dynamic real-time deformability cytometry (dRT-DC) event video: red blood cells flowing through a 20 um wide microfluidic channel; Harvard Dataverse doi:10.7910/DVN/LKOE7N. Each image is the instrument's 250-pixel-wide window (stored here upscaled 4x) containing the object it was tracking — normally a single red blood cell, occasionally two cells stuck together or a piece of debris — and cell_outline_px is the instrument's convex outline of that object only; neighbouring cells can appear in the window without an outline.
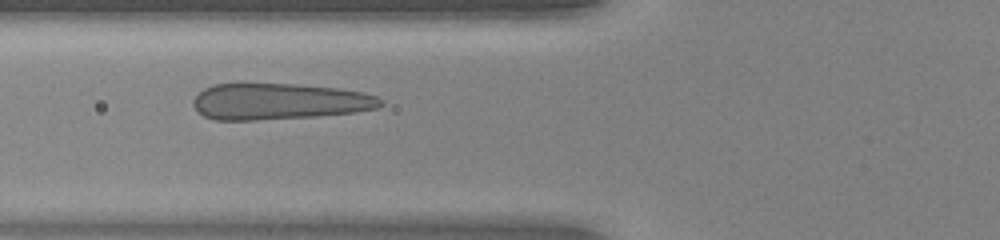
{"species": "human", "species_latin": "Homo sapiens", "temperature_condition": "warm", "stored_images_in_passage": 36, "camera_frame_rate_fps": 3000, "um_per_image_px": 0.085, "donor": {"sex": "female"}, "frame": {"image": 1, "passage_image": 5, "time_ms": 1.333, "image_size_px": [1000, 240], "cell_outline_px": [[384, 104], [376, 108], [356, 112], [316, 116], [256, 120], [216, 120], [204, 116], [192, 104], [192, 100], [204, 88], [212, 84], [296, 84], [340, 88], [364, 92], [376, 96], [384, 100]], "centroid_in_image_um": [23.76, 8.62], "position_along_channel_um": 102.0, "area_um2": 39.71}}
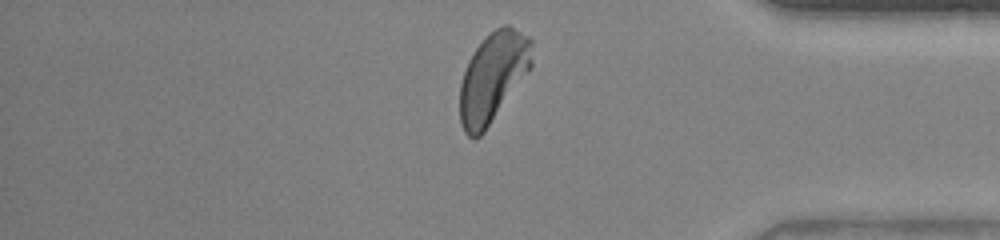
{"frame": {"image": 2, "passage_image": 28, "time_ms": 9.0, "image_size_px": [1000, 240], "cell_outline_px": [[532, 68], [484, 132], [480, 136], [468, 136], [464, 132], [460, 124], [460, 84], [468, 60], [476, 48], [496, 28], [504, 24], [508, 24], [528, 36], [532, 40]], "centroid_in_image_um": [41.92, 6.56], "position_along_channel_um": 393.3, "area_um2": 37.51}}
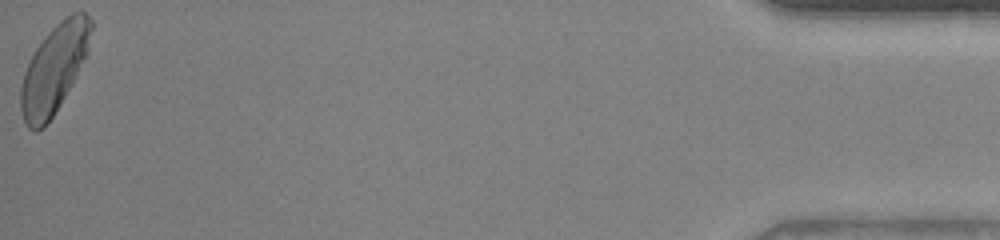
{"frame": {"image": 3, "passage_image": 36, "time_ms": 11.667, "image_size_px": [1000, 240], "cell_outline_px": [[92, 28], [88, 52], [72, 84], [52, 116], [44, 128], [36, 132], [28, 128], [24, 124], [20, 108], [20, 88], [24, 72], [36, 48], [44, 36], [60, 20], [72, 12], [84, 12], [92, 20]], "centroid_in_image_um": [4.59, 5.86], "position_along_channel_um": 430.6, "area_um2": 36.01}, "authors_computed_cell_mechanics": {"area_um2": 37.8301, "velocity_mm_per_s": 4.0256, "shape_relaxation_time_tau1_ms": 4.5615, "shape_relaxation_time_tau2_ms": null, "deformation_change_tau1": 0.1951, "deformation_change_tau2": null}}